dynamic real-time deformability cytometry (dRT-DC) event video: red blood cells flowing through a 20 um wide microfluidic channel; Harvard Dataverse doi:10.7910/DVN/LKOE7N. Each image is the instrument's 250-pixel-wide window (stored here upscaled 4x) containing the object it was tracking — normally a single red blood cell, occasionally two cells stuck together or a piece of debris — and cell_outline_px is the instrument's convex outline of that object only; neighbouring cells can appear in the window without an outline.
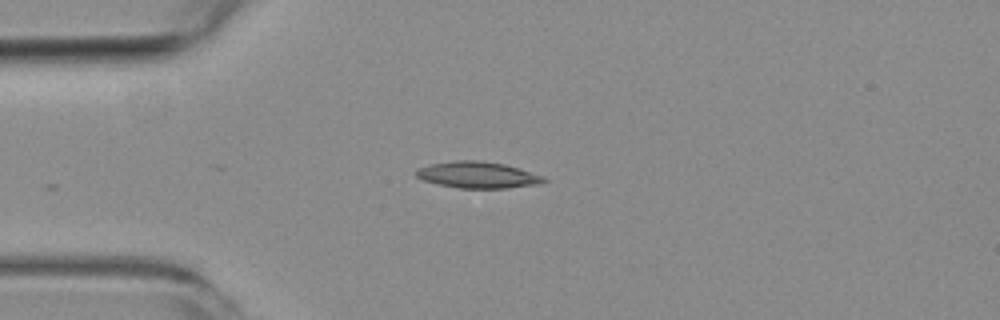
{"species": "common noctule bat (a hibernating species)", "species_latin": "Nyctalus noctula", "temperature_condition": "room temperature", "stored_images_in_passage": 6, "camera_frame_rate_fps": 3000, "um_per_image_px": 0.085, "animal": {"sex": "female", "body_mass_g": 19.3, "forearm_length_mm": 54.1}, "frame": {"image": 1, "passage_image": 3, "time_ms": 2.333, "image_size_px": [1000, 320], "cell_outline_px": [[548, 180], [540, 184], [508, 188], [460, 188], [440, 184], [424, 180], [416, 176], [416, 172], [420, 168], [432, 164], [452, 160], [480, 160], [504, 164], [520, 168], [544, 176]], "centroid_in_image_um": [40.68, 14.86], "position_along_channel_um": 44.3, "area_um2": 19.59}}
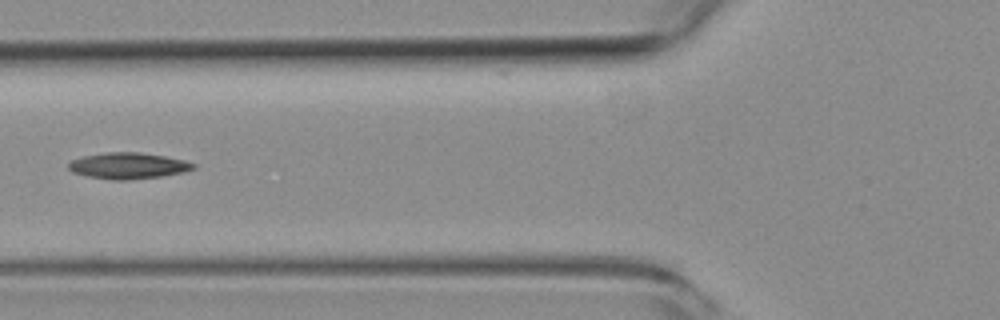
{"frame": {"image": 2, "passage_image": 5, "time_ms": 4.667, "image_size_px": [1000, 320], "cell_outline_px": [[196, 168], [184, 172], [160, 176], [128, 180], [112, 180], [88, 176], [72, 172], [68, 168], [68, 164], [72, 160], [84, 156], [108, 152], [140, 152], [164, 156], [184, 160], [196, 164]], "centroid_in_image_um": [10.9, 14.09], "position_along_channel_um": 114.9, "area_um2": 18.96}}
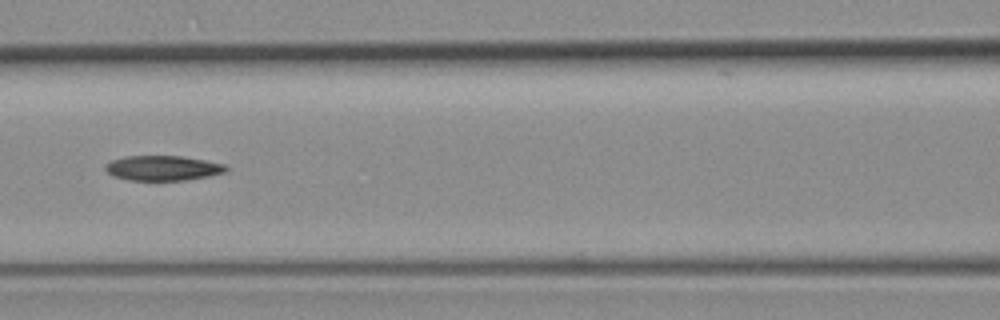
{"frame": {"image": 3, "passage_image": 6, "time_ms": 5.667, "image_size_px": [1000, 320], "cell_outline_px": [[228, 168], [224, 172], [208, 176], [184, 180], [128, 180], [112, 176], [104, 168], [104, 164], [112, 160], [124, 156], [180, 156], [204, 160], [224, 164]], "centroid_in_image_um": [13.78, 14.28], "position_along_channel_um": 152.8, "area_um2": 17.46}}